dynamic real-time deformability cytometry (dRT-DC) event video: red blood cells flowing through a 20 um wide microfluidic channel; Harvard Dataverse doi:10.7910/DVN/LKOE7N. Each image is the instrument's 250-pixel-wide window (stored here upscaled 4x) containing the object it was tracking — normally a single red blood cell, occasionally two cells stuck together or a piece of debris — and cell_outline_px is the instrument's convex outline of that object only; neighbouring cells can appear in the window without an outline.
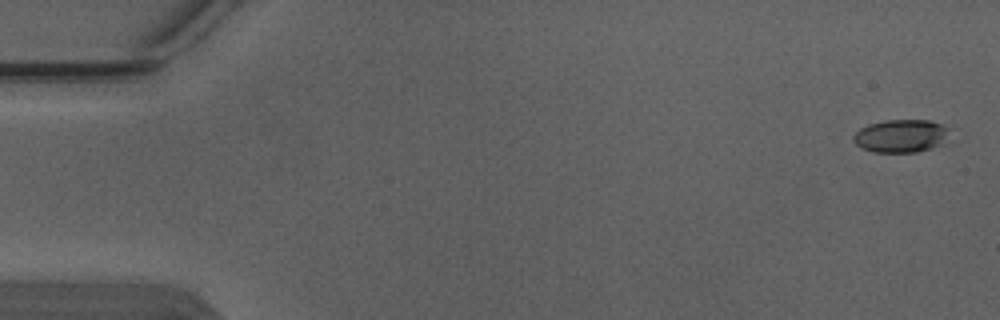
{"species": "Egyptian fruit bat (a non-hibernating species)", "species_latin": "Rousettus aegyptiacus", "temperature_condition": "warm", "stored_images_in_passage": 4, "camera_frame_rate_fps": 3000, "um_per_image_px": 0.085, "animal": {"sex": "male"}, "frame": {"image": 1, "passage_image": 1, "time_ms": 0.0, "image_size_px": [1000, 320], "cell_outline_px": [[948, 128], [944, 144], [932, 148], [916, 152], [872, 152], [860, 148], [852, 140], [852, 136], [860, 128], [868, 124], [884, 120], [928, 120], [944, 124]], "centroid_in_image_um": [76.55, 11.55], "position_along_channel_um": 8.4, "area_um2": 18.67}}